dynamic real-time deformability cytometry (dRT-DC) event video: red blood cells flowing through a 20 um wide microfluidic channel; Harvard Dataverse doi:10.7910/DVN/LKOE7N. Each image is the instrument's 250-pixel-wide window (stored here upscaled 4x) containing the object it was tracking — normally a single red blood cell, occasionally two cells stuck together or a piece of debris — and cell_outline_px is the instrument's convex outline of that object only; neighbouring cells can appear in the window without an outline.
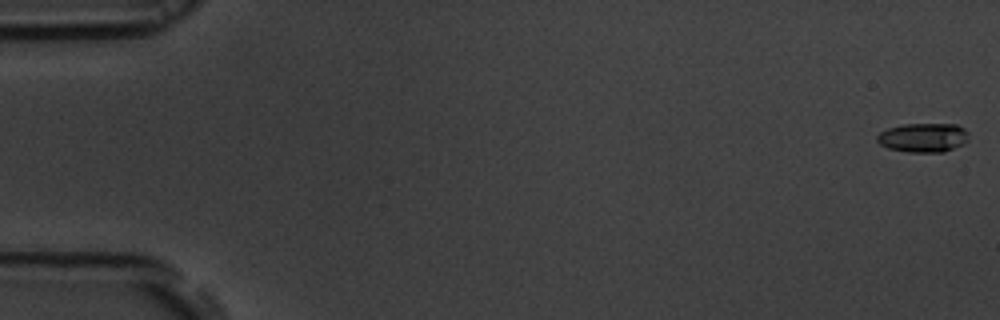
{"species": "common noctule bat (a hibernating species)", "species_latin": "Nyctalus noctula", "temperature_condition": "room temperature", "stored_images_in_passage": 56, "camera_frame_rate_fps": 3000, "um_per_image_px": 0.085, "animal": {"sex": "male", "body_mass_g": 19.5, "forearm_length_mm": 54.6}, "frame": {"image": 1, "passage_image": 1, "time_ms": 0.0, "image_size_px": [1000, 320], "cell_outline_px": [[968, 140], [964, 144], [944, 152], [908, 152], [888, 148], [880, 144], [876, 140], [876, 136], [880, 132], [888, 128], [904, 124], [956, 124], [964, 128], [968, 132]], "centroid_in_image_um": [78.49, 11.69], "position_along_channel_um": 6.5, "area_um2": 15.66}}
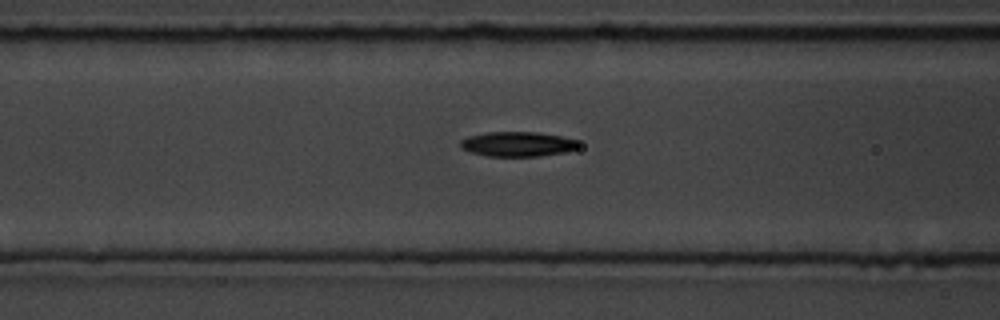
{"frame": {"image": 2, "passage_image": 23, "time_ms": 7.333, "image_size_px": [1000, 320], "cell_outline_px": [[580, 144], [576, 148], [564, 152], [540, 156], [488, 156], [472, 152], [460, 148], [460, 140], [468, 136], [488, 132], [536, 132], [560, 136], [576, 140]], "centroid_in_image_um": [43.97, 12.24], "position_along_channel_um": 122.6, "area_um2": 16.94}}
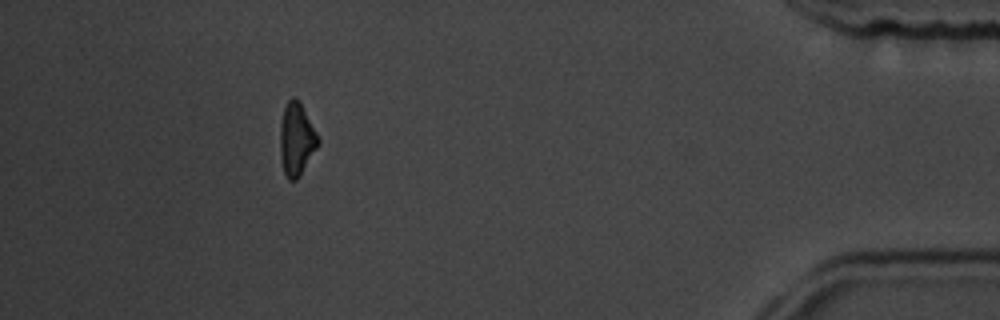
{"frame": {"image": 3, "passage_image": 51, "time_ms": 16.667, "image_size_px": [1000, 320], "cell_outline_px": [[320, 144], [296, 180], [288, 180], [284, 172], [280, 156], [280, 124], [284, 108], [288, 100], [292, 96], [296, 96], [300, 100], [320, 140]], "centroid_in_image_um": [25.2, 11.8], "position_along_channel_um": 410.0, "area_um2": 16.18}, "authors_computed_cell_mechanics": {"area_um2": 16.2418, "velocity_mm_per_s": 3.6884, "shape_relaxation_time_tau1_ms": 3.7992, "shape_relaxation_time_tau2_ms": 8.6383, "deformation_change_tau1": 0.1153, "deformation_change_tau2": 0.1967}}